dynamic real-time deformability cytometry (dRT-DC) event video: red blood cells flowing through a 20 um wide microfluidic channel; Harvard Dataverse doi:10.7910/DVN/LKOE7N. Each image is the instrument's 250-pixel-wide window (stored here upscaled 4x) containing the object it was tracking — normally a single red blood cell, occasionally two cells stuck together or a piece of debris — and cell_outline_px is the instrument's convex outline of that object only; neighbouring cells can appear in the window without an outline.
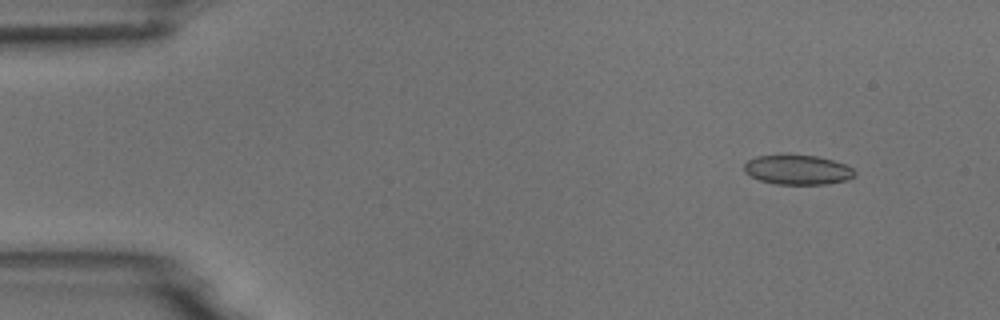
{"species": "common noctule bat (a hibernating species)", "species_latin": "Nyctalus noctula", "temperature_condition": "room temperature", "stored_images_in_passage": 3, "camera_frame_rate_fps": 3000, "um_per_image_px": 0.085, "animal": {"sex": "male", "body_mass_g": 18.8}, "frame": {"image": 1, "passage_image": 1, "time_ms": 0.0, "image_size_px": [1000, 320], "cell_outline_px": [[856, 176], [848, 180], [828, 184], [776, 184], [760, 180], [744, 172], [744, 164], [748, 160], [756, 156], [816, 156], [832, 160], [844, 164], [852, 168], [856, 172]], "centroid_in_image_um": [67.83, 14.45], "position_along_channel_um": 17.2, "area_um2": 18.84}}
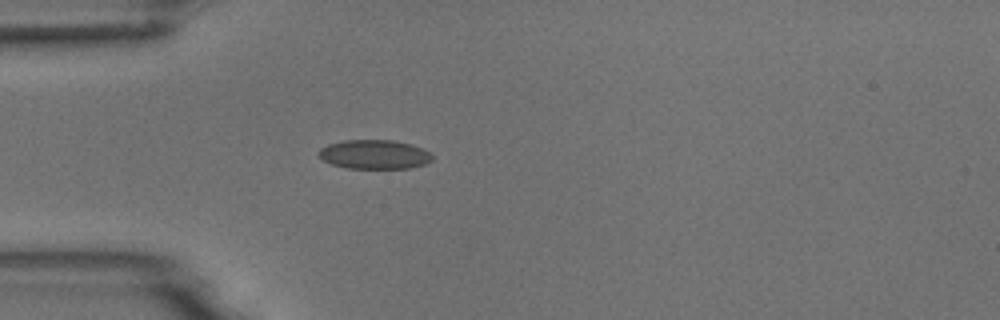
{"frame": {"image": 2, "passage_image": 3, "time_ms": 3.333, "image_size_px": [1000, 320], "cell_outline_px": [[432, 160], [424, 164], [408, 168], [348, 168], [332, 164], [324, 160], [316, 152], [320, 148], [328, 144], [344, 140], [392, 140], [412, 144], [432, 152]], "centroid_in_image_um": [31.83, 13.11], "position_along_channel_um": 53.2, "area_um2": 19.31}}